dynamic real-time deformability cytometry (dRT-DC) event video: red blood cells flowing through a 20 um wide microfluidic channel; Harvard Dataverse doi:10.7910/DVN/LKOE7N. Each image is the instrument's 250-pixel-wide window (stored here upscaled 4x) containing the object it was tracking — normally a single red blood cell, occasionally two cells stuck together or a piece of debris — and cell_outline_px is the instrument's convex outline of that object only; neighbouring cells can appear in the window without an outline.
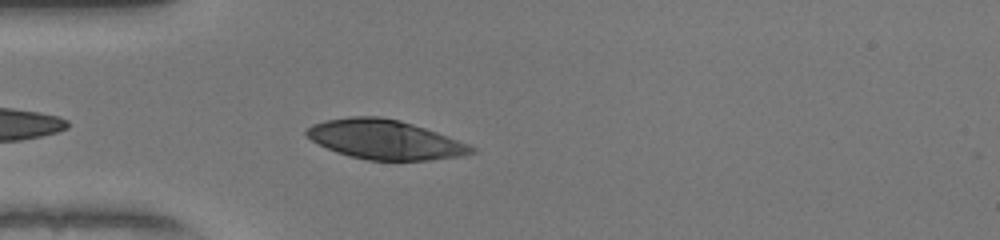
{"species": "human", "species_latin": "Homo sapiens", "temperature_condition": "warm", "stored_images_in_passage": 35, "camera_frame_rate_fps": 3000, "um_per_image_px": 0.085, "donor": {"sex": "female"}, "frame": {"image": 1, "passage_image": 3, "time_ms": 0.667, "image_size_px": [1000, 240], "cell_outline_px": [[476, 152], [464, 156], [428, 160], [368, 160], [348, 156], [336, 152], [312, 140], [304, 132], [312, 124], [324, 120], [348, 116], [380, 116], [400, 120], [448, 136], [468, 144], [476, 148]], "centroid_in_image_um": [32.72, 11.86], "position_along_channel_um": 52.3, "area_um2": 37.8}}
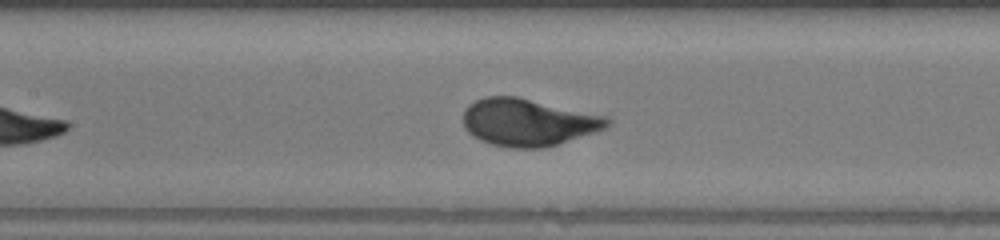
{"frame": {"image": 2, "passage_image": 12, "time_ms": 3.667, "image_size_px": [1000, 240], "cell_outline_px": [[612, 124], [596, 132], [544, 148], [512, 148], [492, 144], [480, 140], [472, 136], [464, 128], [464, 108], [468, 104], [484, 96], [516, 96], [608, 116], [612, 120]], "centroid_in_image_um": [44.89, 10.39], "position_along_channel_um": 162.5, "area_um2": 39.94}}
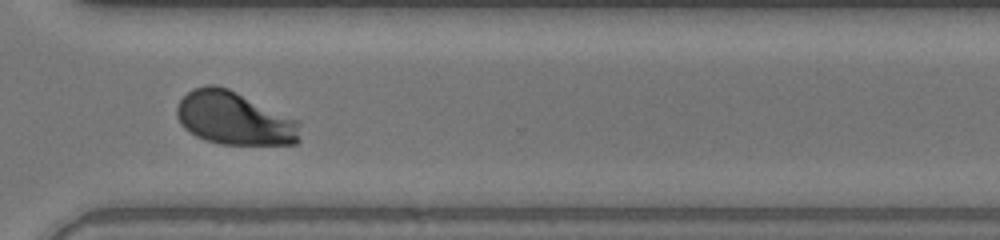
{"frame": {"image": 3, "passage_image": 26, "time_ms": 8.333, "image_size_px": [1000, 240], "cell_outline_px": [[300, 140], [296, 144], [220, 144], [196, 136], [184, 128], [180, 124], [176, 116], [176, 108], [180, 100], [192, 88], [208, 84], [216, 84], [228, 88], [300, 120]], "centroid_in_image_um": [19.93, 10.05], "position_along_channel_um": 350.7, "area_um2": 38.49}, "authors_computed_cell_mechanics": {"area_um2": 38.2058, "velocity_mm_per_s": 4.0262, "shape_relaxation_time_tau1_ms": 2.6261, "shape_relaxation_time_tau2_ms": null, "deformation_change_tau1": 0.1989, "deformation_change_tau2": null}}